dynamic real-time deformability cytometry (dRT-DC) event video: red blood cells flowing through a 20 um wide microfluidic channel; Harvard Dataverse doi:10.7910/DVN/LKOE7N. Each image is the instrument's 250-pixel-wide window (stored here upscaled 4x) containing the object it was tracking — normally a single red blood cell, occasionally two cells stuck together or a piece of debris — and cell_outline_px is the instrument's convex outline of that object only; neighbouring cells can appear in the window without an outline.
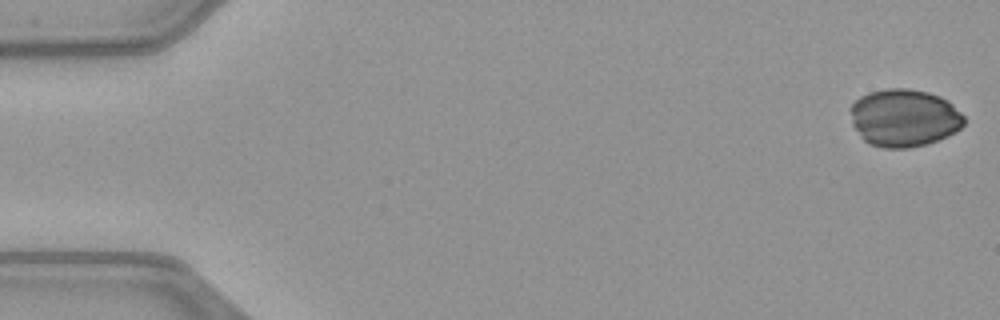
{"species": "common noctule bat (a hibernating species)", "species_latin": "Nyctalus noctula", "temperature_condition": "warm", "stored_images_in_passage": 50, "camera_frame_rate_fps": 3000, "um_per_image_px": 0.085, "animal": {"sex": "female", "body_mass_g": 21.9}, "frame": {"image": 1, "passage_image": 1, "time_ms": 0.0, "image_size_px": [1000, 320], "cell_outline_px": [[964, 124], [956, 132], [948, 136], [928, 144], [908, 148], [884, 148], [868, 144], [860, 136], [852, 124], [848, 108], [860, 96], [868, 92], [888, 88], [908, 88], [928, 92], [940, 96], [948, 100], [964, 116]], "centroid_in_image_um": [76.83, 10.02], "position_along_channel_um": 8.2, "area_um2": 38.67}}